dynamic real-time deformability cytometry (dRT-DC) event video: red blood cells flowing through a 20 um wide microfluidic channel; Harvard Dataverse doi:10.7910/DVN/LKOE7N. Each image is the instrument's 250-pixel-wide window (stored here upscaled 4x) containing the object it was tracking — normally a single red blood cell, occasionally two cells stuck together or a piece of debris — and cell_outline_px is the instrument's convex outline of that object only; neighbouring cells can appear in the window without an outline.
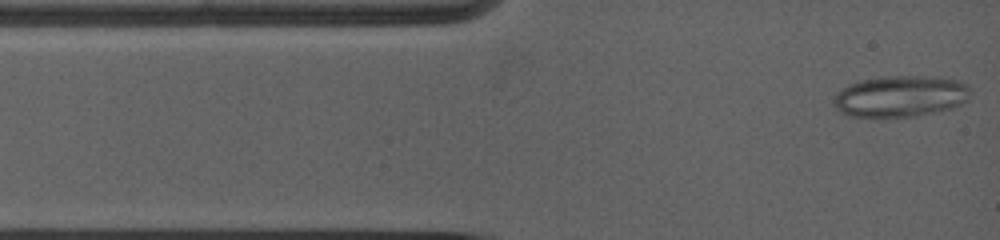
{"species": "common noctule bat (a hibernating species)", "species_latin": "Nyctalus noctula", "temperature_condition": "warm", "stored_images_in_passage": 28, "camera_frame_rate_fps": 5000, "um_per_image_px": 0.085, "animal": {"sex": "female", "body_mass_g": 19.0, "forearm_length_mm": 53.3}, "frame": {"image": 1, "passage_image": 1, "time_ms": 0.0, "image_size_px": [1000, 240], "cell_outline_px": [[968, 100], [952, 108], [916, 116], [876, 120], [848, 116], [840, 112], [832, 104], [832, 100], [836, 92], [848, 84], [860, 80], [880, 76], [924, 76], [960, 80], [968, 84]], "centroid_in_image_um": [76.44, 8.22], "position_along_channel_um": 8.6, "area_um2": 33.99}}
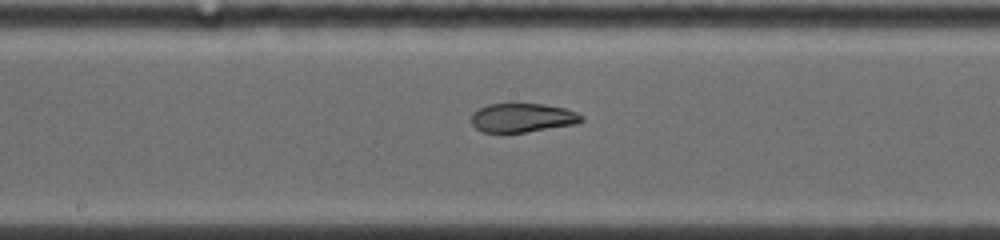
{"frame": {"image": 2, "passage_image": 14, "time_ms": 6.0, "image_size_px": [1000, 240], "cell_outline_px": [[584, 120], [576, 124], [504, 136], [500, 136], [484, 132], [476, 128], [472, 124], [472, 112], [488, 104], [544, 104], [564, 108], [576, 112], [584, 116]], "centroid_in_image_um": [44.38, 10.06], "position_along_channel_um": 203.8, "area_um2": 19.25}}
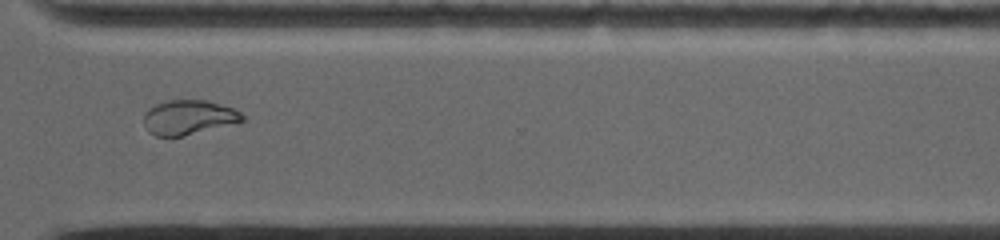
{"frame": {"image": 3, "passage_image": 22, "time_ms": 9.8, "image_size_px": [1000, 240], "cell_outline_px": [[244, 120], [184, 136], [156, 136], [148, 132], [144, 124], [144, 112], [148, 108], [156, 104], [168, 100], [208, 100], [232, 108], [240, 112], [244, 116]], "centroid_in_image_um": [15.98, 9.97], "position_along_channel_um": 354.6, "area_um2": 19.71}, "authors_computed_cell_mechanics": {"area_um2": 20.4612, "velocity_mm_per_s": 3.9555, "shape_relaxation_time_tau1_ms": null, "shape_relaxation_time_tau2_ms": 1.1166, "deformation_change_tau1": null, "deformation_change_tau2": 0.0566}}